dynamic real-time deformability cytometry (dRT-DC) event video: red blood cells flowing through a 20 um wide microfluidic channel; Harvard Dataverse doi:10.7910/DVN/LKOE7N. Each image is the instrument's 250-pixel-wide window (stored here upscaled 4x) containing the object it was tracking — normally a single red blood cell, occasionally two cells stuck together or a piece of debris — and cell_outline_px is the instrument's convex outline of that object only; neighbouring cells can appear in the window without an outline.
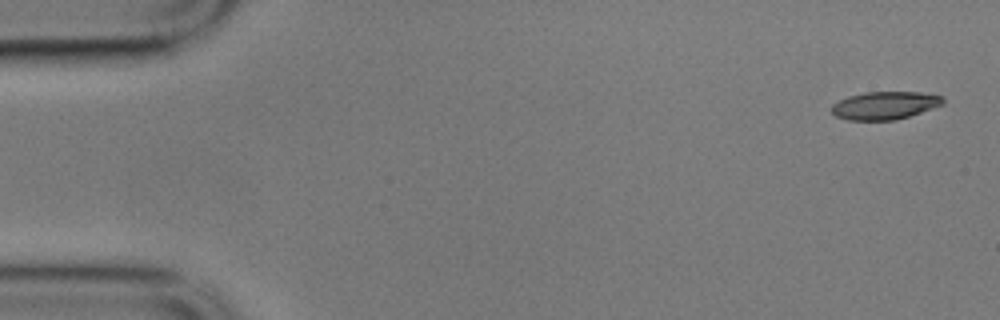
{"species": "common noctule bat (a hibernating species)", "species_latin": "Nyctalus noctula", "temperature_condition": "cold", "stored_images_in_passage": 5, "camera_frame_rate_fps": 3000, "um_per_image_px": 0.085, "animal": {"sex": "male", "body_mass_g": 17.9}, "frame": {"image": 1, "passage_image": 1, "time_ms": 0.0, "image_size_px": [1000, 320], "cell_outline_px": [[944, 104], [896, 120], [848, 120], [836, 116], [832, 112], [832, 104], [848, 96], [864, 92], [920, 92], [944, 96]], "centroid_in_image_um": [75.21, 8.95], "position_along_channel_um": 9.8, "area_um2": 18.03}}
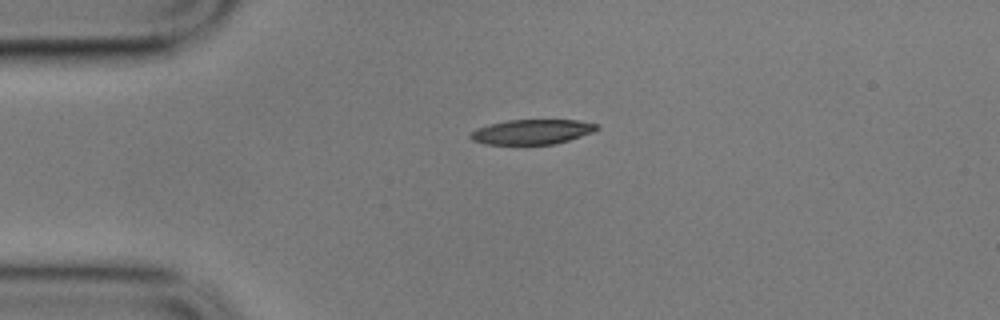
{"frame": {"image": 2, "passage_image": 4, "time_ms": 1.0, "image_size_px": [1000, 320], "cell_outline_px": [[600, 128], [592, 132], [556, 144], [484, 144], [472, 140], [468, 136], [476, 128], [488, 124], [508, 120], [576, 120], [600, 124]], "centroid_in_image_um": [45.21, 11.2], "position_along_channel_um": 39.8, "area_um2": 18.32}}